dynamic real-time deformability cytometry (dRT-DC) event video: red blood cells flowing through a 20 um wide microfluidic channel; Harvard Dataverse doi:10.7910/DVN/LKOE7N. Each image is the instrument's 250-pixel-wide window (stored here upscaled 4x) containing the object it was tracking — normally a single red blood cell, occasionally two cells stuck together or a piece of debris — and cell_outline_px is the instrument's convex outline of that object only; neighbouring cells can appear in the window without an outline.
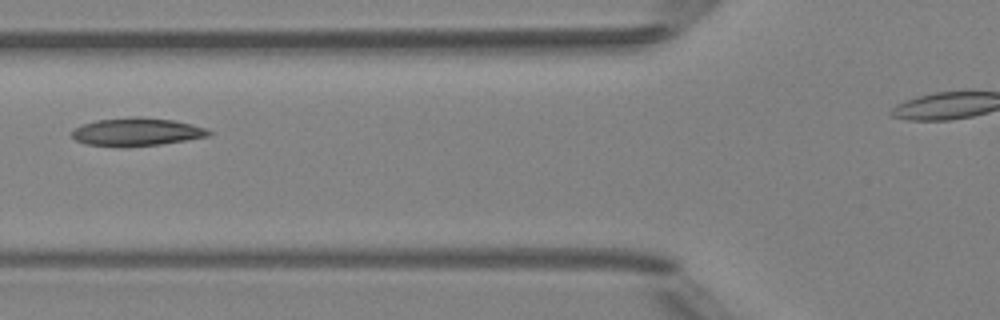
{"species": "Egyptian fruit bat (a non-hibernating species)", "species_latin": "Rousettus aegyptiacus", "temperature_condition": "room temperature", "stored_images_in_passage": 2, "camera_frame_rate_fps": 3000, "um_per_image_px": 0.085, "animal": {"sex": "female"}, "frame": {"image": 1, "passage_image": 2, "time_ms": 1.0, "image_size_px": [1000, 320], "cell_outline_px": [[212, 136], [188, 140], [160, 144], [84, 144], [76, 140], [72, 136], [72, 128], [80, 124], [96, 120], [136, 116], [140, 116], [172, 120], [192, 124], [204, 128], [212, 132]], "centroid_in_image_um": [11.64, 11.16], "position_along_channel_um": 114.2, "area_um2": 21.73}}